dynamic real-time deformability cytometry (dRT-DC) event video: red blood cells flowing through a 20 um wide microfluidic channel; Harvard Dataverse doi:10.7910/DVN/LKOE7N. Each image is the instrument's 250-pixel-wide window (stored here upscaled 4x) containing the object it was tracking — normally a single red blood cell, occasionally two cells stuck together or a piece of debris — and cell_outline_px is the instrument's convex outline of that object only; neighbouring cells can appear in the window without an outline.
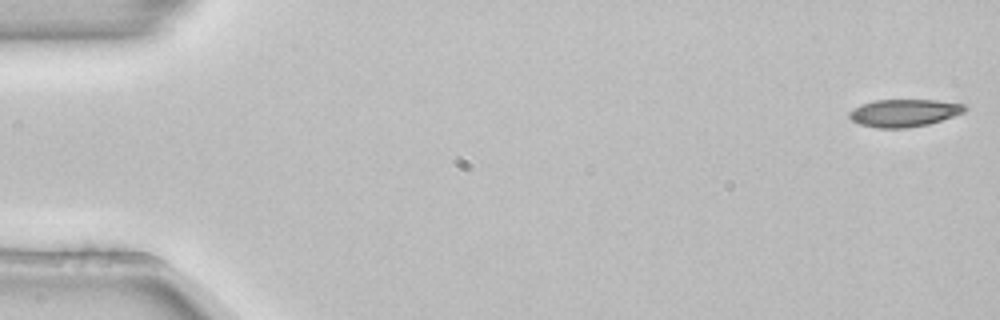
{"species": "common noctule bat (a hibernating species)", "species_latin": "Nyctalus noctula", "temperature_condition": "room temperature", "stored_images_in_passage": 53, "camera_frame_rate_fps": 3000, "um_per_image_px": 0.085, "animal": {"sex": "female", "body_mass_g": 22.7, "forearm_length_mm": 54.2}, "frame": {"image": 1, "passage_image": 1, "time_ms": 0.0, "image_size_px": [1000, 320], "cell_outline_px": [[968, 108], [964, 112], [928, 124], [908, 128], [876, 128], [860, 124], [852, 120], [848, 116], [848, 112], [852, 108], [860, 104], [876, 100], [936, 100], [964, 104]], "centroid_in_image_um": [76.81, 9.59], "position_along_channel_um": 8.2, "area_um2": 18.55}}
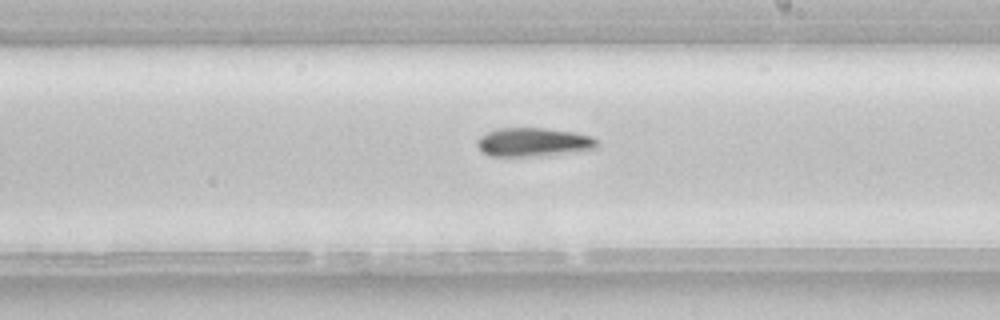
{"frame": {"image": 2, "passage_image": 31, "time_ms": 10.0, "image_size_px": [1000, 320], "cell_outline_px": [[596, 148], [572, 152], [536, 156], [488, 156], [476, 144], [476, 140], [480, 136], [488, 132], [500, 128], [544, 128], [576, 132], [592, 136], [596, 140]], "centroid_in_image_um": [45.32, 12.08], "position_along_channel_um": 243.7, "area_um2": 19.94}}
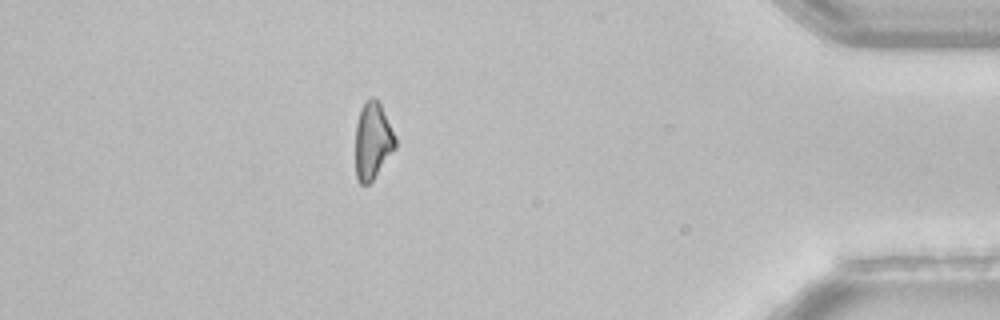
{"frame": {"image": 3, "passage_image": 47, "time_ms": 15.333, "image_size_px": [1000, 320], "cell_outline_px": [[396, 148], [372, 180], [368, 184], [360, 184], [356, 180], [356, 124], [360, 108], [364, 100], [372, 96], [376, 96], [396, 136]], "centroid_in_image_um": [31.67, 11.93], "position_along_channel_um": 403.5, "area_um2": 18.03}}